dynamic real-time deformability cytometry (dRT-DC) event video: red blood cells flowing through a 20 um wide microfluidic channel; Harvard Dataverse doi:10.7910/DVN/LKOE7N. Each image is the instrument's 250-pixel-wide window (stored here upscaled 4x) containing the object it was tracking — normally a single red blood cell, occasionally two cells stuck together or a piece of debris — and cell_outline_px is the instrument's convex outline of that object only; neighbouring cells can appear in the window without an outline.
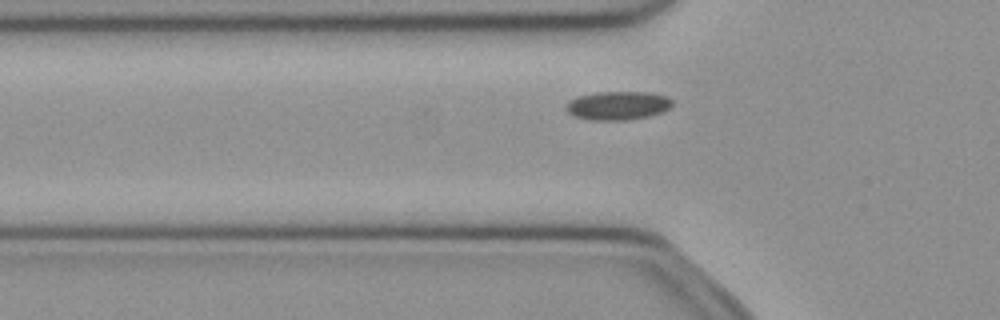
{"species": "common noctule bat (a hibernating species)", "species_latin": "Nyctalus noctula", "temperature_condition": "cold", "stored_images_in_passage": 39, "camera_frame_rate_fps": 3000, "um_per_image_px": 0.085, "animal": {"sex": "female", "body_mass_g": 21.9}, "frame": {"image": 1, "passage_image": 4, "time_ms": 1.0, "image_size_px": [1000, 320], "cell_outline_px": [[672, 104], [664, 112], [648, 116], [628, 120], [588, 120], [572, 116], [564, 108], [568, 100], [580, 96], [596, 92], [648, 92], [668, 96], [672, 100]], "centroid_in_image_um": [52.49, 8.98], "position_along_channel_um": 73.3, "area_um2": 17.92}}
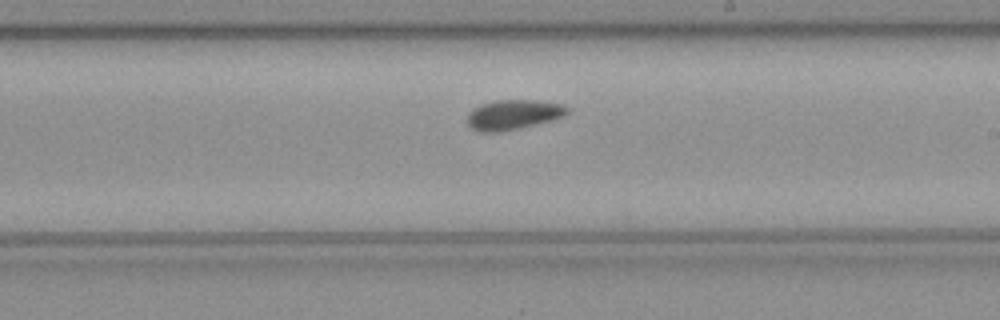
{"frame": {"image": 2, "passage_image": 17, "time_ms": 5.333, "image_size_px": [1000, 320], "cell_outline_px": [[568, 112], [564, 116], [536, 124], [520, 128], [500, 132], [480, 132], [472, 128], [468, 124], [468, 112], [472, 108], [480, 104], [496, 100], [536, 100], [560, 104], [568, 108]], "centroid_in_image_um": [43.58, 9.74], "position_along_channel_um": 245.4, "area_um2": 17.34}}
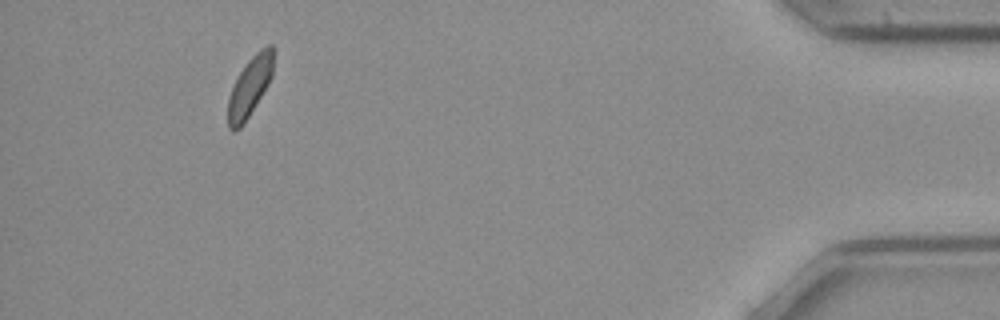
{"frame": {"image": 3, "passage_image": 35, "time_ms": 11.333, "image_size_px": [1000, 320], "cell_outline_px": [[272, 76], [268, 84], [244, 124], [240, 128], [232, 132], [228, 128], [228, 100], [232, 88], [240, 72], [248, 60], [260, 48], [268, 44], [272, 44]], "centroid_in_image_um": [21.22, 7.4], "position_along_channel_um": 414.0, "area_um2": 15.49}, "authors_computed_cell_mechanics": {"area_um2": 16.7042, "velocity_mm_per_s": 3.9545, "shape_relaxation_time_tau1_ms": 6.254, "shape_relaxation_time_tau2_ms": 3.6425, "deformation_change_tau1": 0.082, "deformation_change_tau2": 0.078}}